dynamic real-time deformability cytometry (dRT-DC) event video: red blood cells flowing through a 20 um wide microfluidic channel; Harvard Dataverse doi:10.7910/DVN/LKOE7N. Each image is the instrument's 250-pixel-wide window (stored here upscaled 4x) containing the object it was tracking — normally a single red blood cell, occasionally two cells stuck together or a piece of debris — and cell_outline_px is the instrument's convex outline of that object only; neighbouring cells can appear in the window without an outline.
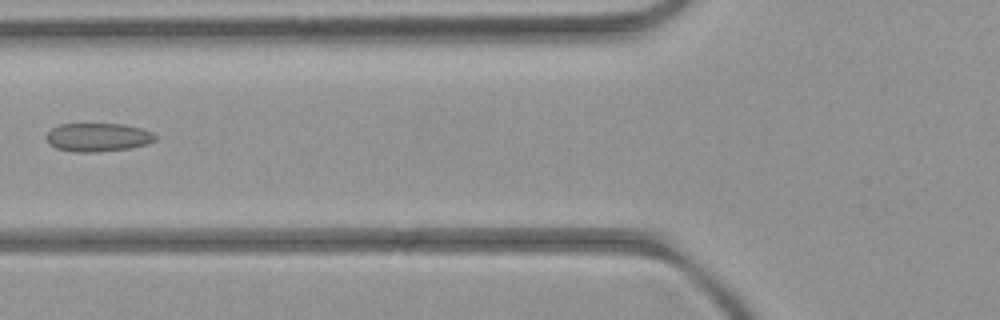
{"species": "common noctule bat (a hibernating species)", "species_latin": "Nyctalus noctula", "temperature_condition": "room temperature", "stored_images_in_passage": 5, "camera_frame_rate_fps": 3000, "um_per_image_px": 0.085, "animal": {"sex": "female", "body_mass_g": 21.9}, "frame": {"image": 1, "passage_image": 5, "time_ms": 4.667, "image_size_px": [1000, 320], "cell_outline_px": [[156, 140], [144, 144], [128, 148], [96, 152], [72, 152], [56, 148], [48, 144], [48, 132], [52, 128], [60, 124], [124, 124], [140, 128], [152, 132], [156, 136]], "centroid_in_image_um": [8.3, 11.67], "position_along_channel_um": 117.5, "area_um2": 17.92}}